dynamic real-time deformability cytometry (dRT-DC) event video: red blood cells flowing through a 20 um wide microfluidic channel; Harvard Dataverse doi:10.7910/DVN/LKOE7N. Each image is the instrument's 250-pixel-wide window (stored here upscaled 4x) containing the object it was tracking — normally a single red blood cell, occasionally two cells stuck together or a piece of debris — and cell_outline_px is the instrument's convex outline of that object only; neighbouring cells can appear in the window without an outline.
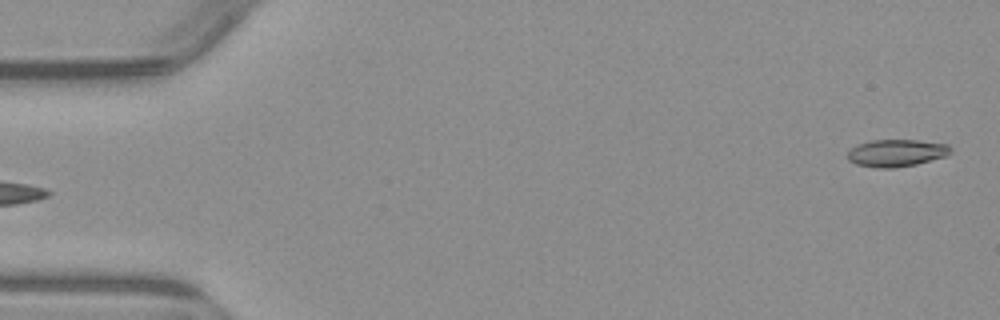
{"species": "common noctule bat (a hibernating species)", "species_latin": "Nyctalus noctula", "temperature_condition": "warm", "stored_images_in_passage": 6, "segment_of_instrument_passage": [2, 2], "camera_frame_rate_fps": 3000, "um_per_image_px": 0.085, "animal": {"sex": "male", "body_mass_g": 23.1, "forearm_length_mm": 52.7}, "frame": {"image": 1, "passage_image": 6, "time_ms": 6.0, "image_size_px": [1000, 320], "cell_outline_px": [[952, 152], [944, 156], [916, 164], [892, 168], [876, 168], [856, 164], [848, 160], [848, 152], [856, 144], [872, 140], [916, 140], [948, 144], [952, 148]], "centroid_in_image_um": [76.18, 13.0], "position_along_channel_um": 8.8, "area_um2": 16.3}}